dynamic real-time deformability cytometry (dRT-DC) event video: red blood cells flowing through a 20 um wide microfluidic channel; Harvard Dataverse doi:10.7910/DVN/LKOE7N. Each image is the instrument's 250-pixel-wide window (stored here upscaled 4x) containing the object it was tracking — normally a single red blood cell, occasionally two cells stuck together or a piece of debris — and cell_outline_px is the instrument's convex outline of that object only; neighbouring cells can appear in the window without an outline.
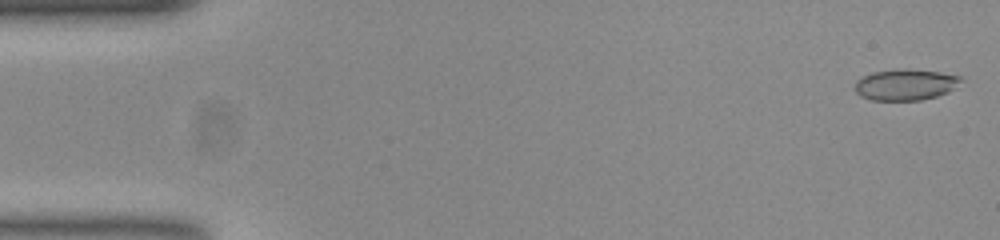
{"species": "common noctule bat (a hibernating species)", "species_latin": "Nyctalus noctula", "temperature_condition": "room temperature", "stored_images_in_passage": 53, "camera_frame_rate_fps": 3000, "um_per_image_px": 0.085, "animal": {"sex": "female", "body_mass_g": 23.0, "forearm_length_mm": 53.4}, "frame": {"image": 1, "passage_image": 1, "time_ms": 0.0, "image_size_px": [1000, 240], "cell_outline_px": [[964, 80], [948, 92], [936, 96], [920, 100], [872, 100], [860, 96], [856, 92], [856, 80], [872, 72], [896, 68], [904, 68], [940, 72], [960, 76]], "centroid_in_image_um": [76.97, 7.18], "position_along_channel_um": 8.0, "area_um2": 19.31}}
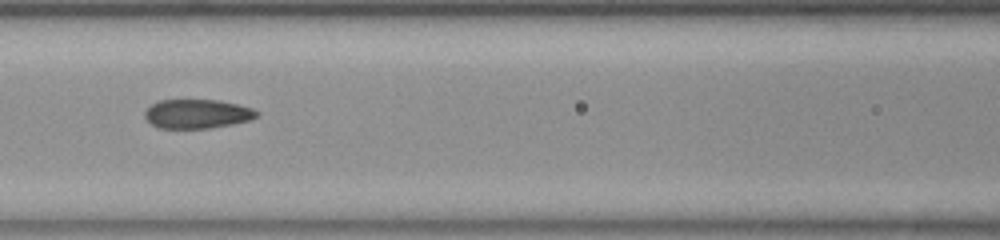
{"frame": {"image": 2, "passage_image": 23, "time_ms": 7.333, "image_size_px": [1000, 240], "cell_outline_px": [[260, 112], [256, 116], [248, 120], [232, 124], [208, 128], [160, 128], [152, 124], [144, 116], [144, 112], [152, 104], [160, 100], [220, 100], [252, 108]], "centroid_in_image_um": [16.75, 9.67], "position_along_channel_um": 149.8, "area_um2": 18.79}}
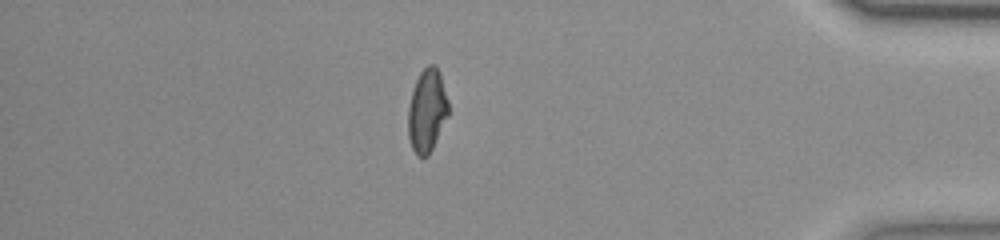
{"frame": {"image": 3, "passage_image": 46, "time_ms": 15.0, "image_size_px": [1000, 240], "cell_outline_px": [[448, 116], [428, 156], [416, 156], [412, 148], [408, 136], [408, 108], [412, 88], [420, 72], [428, 64], [436, 64], [440, 72], [448, 100]], "centroid_in_image_um": [36.29, 9.37], "position_along_channel_um": 398.9, "area_um2": 19.65}, "authors_computed_cell_mechanics": {"area_um2": 19.7098, "velocity_mm_per_s": 3.7804, "shape_relaxation_time_tau1_ms": null, "shape_relaxation_time_tau2_ms": 1.5265, "deformation_change_tau1": null, "deformation_change_tau2": 0.0587}}